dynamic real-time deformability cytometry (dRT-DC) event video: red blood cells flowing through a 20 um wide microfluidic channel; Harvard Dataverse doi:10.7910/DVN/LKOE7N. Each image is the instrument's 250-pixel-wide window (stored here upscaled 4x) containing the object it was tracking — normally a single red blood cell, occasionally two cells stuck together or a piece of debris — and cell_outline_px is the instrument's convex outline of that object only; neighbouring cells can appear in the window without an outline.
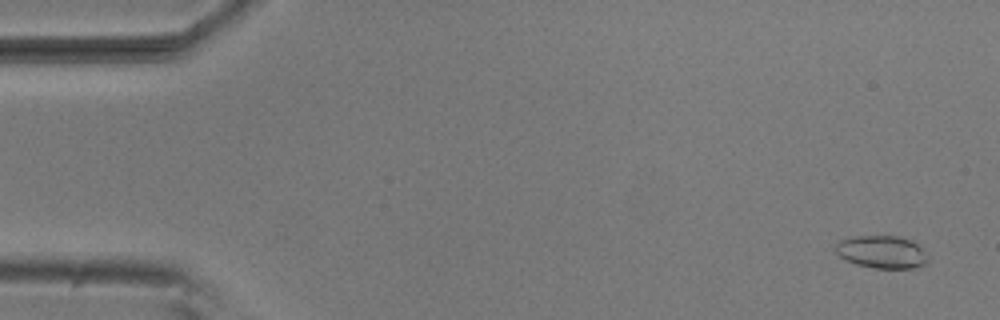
{"species": "common noctule bat (a hibernating species)", "species_latin": "Nyctalus noctula", "temperature_condition": "room temperature", "stored_images_in_passage": 7, "camera_frame_rate_fps": 3000, "um_per_image_px": 0.085, "animal": {"sex": "male", "body_mass_g": 20.5, "forearm_length_mm": 52.5}, "frame": {"image": 1, "passage_image": 1, "time_ms": 0.0, "image_size_px": [1000, 320], "cell_outline_px": [[924, 264], [912, 268], [876, 268], [856, 264], [844, 260], [836, 252], [836, 244], [840, 240], [852, 236], [900, 236], [912, 240], [920, 248], [924, 260]], "centroid_in_image_um": [74.86, 21.4], "position_along_channel_um": 10.1, "area_um2": 17.17}}
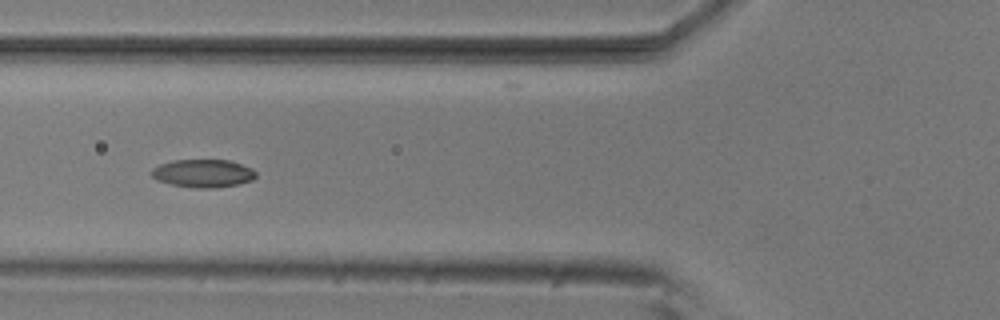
{"frame": {"image": 2, "passage_image": 6, "time_ms": 1.667, "image_size_px": [1000, 320], "cell_outline_px": [[256, 176], [252, 180], [240, 184], [216, 188], [192, 188], [172, 184], [156, 180], [152, 176], [152, 168], [160, 164], [172, 160], [228, 160], [252, 168], [256, 172]], "centroid_in_image_um": [17.27, 14.74], "position_along_channel_um": 108.5, "area_um2": 17.11}}
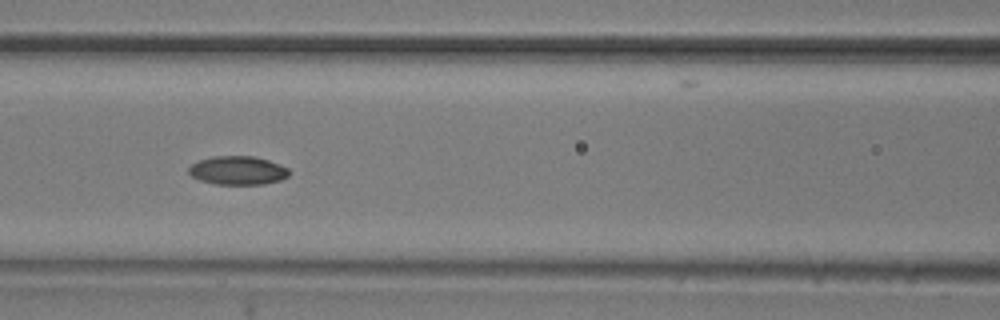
{"frame": {"image": 3, "passage_image": 7, "time_ms": 2.0, "image_size_px": [1000, 320], "cell_outline_px": [[288, 176], [280, 180], [264, 184], [216, 184], [200, 180], [192, 176], [188, 172], [188, 168], [192, 164], [200, 160], [212, 156], [252, 156], [268, 160], [288, 168]], "centroid_in_image_um": [20.19, 14.48], "position_along_channel_um": 146.4, "area_um2": 16.59}}